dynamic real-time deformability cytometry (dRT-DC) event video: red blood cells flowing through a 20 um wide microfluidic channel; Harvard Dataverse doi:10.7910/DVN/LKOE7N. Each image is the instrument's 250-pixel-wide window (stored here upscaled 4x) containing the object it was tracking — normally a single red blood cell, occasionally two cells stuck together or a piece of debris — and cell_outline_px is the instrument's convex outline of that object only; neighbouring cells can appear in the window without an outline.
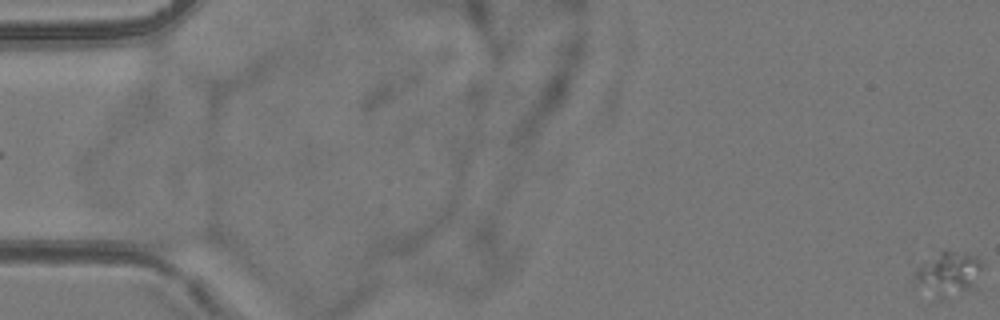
{"species": "common noctule bat (a hibernating species)", "species_latin": "Nyctalus noctula", "temperature_condition": "room temperature", "stored_images_in_passage": 57, "camera_frame_rate_fps": 3000, "um_per_image_px": 0.085, "animal": {"sex": "female", "body_mass_g": 24.6, "forearm_length_mm": 56.2}, "frame": {"image": 1, "passage_image": 1, "time_ms": 0.0, "image_size_px": [1000, 320], "cell_outline_px": [[984, 264], [976, 288], [940, 300], [916, 280], [912, 276], [916, 268], [920, 264], [944, 248], [976, 256]], "centroid_in_image_um": [80.68, 23.23], "position_along_channel_um": 4.3, "area_um2": 17.51}}
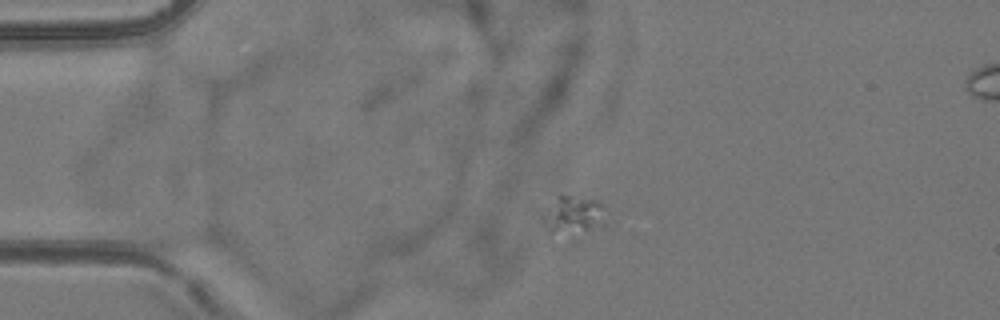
{"frame": {"image": 2, "passage_image": 15, "time_ms": 4.667, "image_size_px": [1000, 320], "cell_outline_px": [[608, 224], [580, 232], [548, 232], [540, 220], [540, 216], [556, 196], [572, 196], [596, 200], [604, 204]], "centroid_in_image_um": [48.75, 18.26], "position_along_channel_um": 36.3, "area_um2": 14.16}}
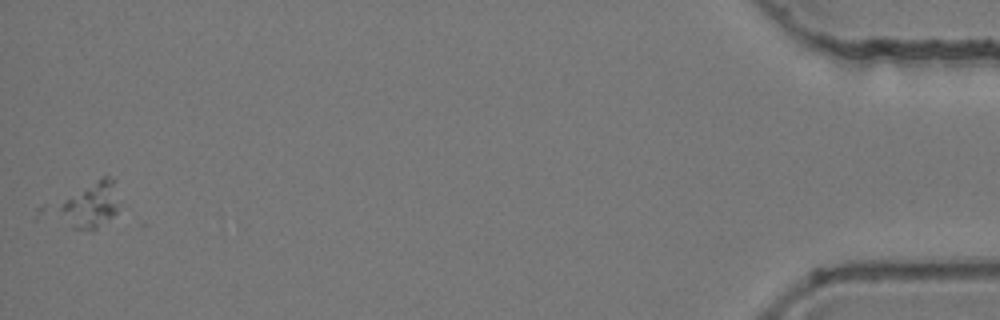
{"frame": {"image": 3, "passage_image": 57, "time_ms": 18.667, "image_size_px": [1000, 320], "cell_outline_px": [[116, 212], [92, 232], [72, 228], [60, 208], [68, 200], [104, 176], [108, 176], [112, 180], [116, 208]], "centroid_in_image_um": [7.75, 17.5], "position_along_channel_um": 427.4, "area_um2": 14.1}}